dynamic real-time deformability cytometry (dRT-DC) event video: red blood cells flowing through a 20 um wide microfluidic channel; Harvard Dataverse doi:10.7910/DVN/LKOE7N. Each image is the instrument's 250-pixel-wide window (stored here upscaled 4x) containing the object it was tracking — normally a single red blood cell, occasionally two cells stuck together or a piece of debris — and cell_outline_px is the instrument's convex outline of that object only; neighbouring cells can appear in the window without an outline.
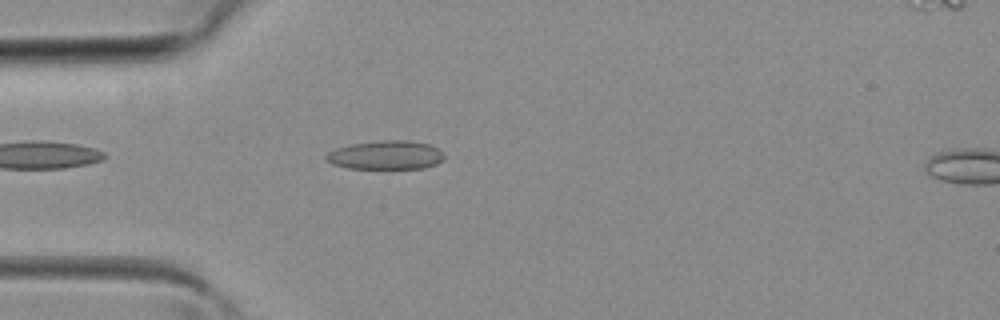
{"species": "common noctule bat (a hibernating species)", "species_latin": "Nyctalus noctula", "temperature_condition": "room temperature", "stored_images_in_passage": 13, "camera_frame_rate_fps": 3000, "um_per_image_px": 0.085, "animal": {"sex": "female", "body_mass_g": 19.3, "forearm_length_mm": 54.1}, "frame": {"image": 1, "passage_image": 3, "time_ms": 0.667, "image_size_px": [1000, 320], "cell_outline_px": [[444, 160], [436, 164], [424, 168], [348, 168], [332, 164], [324, 156], [328, 152], [336, 148], [352, 144], [380, 140], [408, 140], [428, 144], [444, 152]], "centroid_in_image_um": [32.81, 13.18], "position_along_channel_um": 52.2, "area_um2": 19.77}}
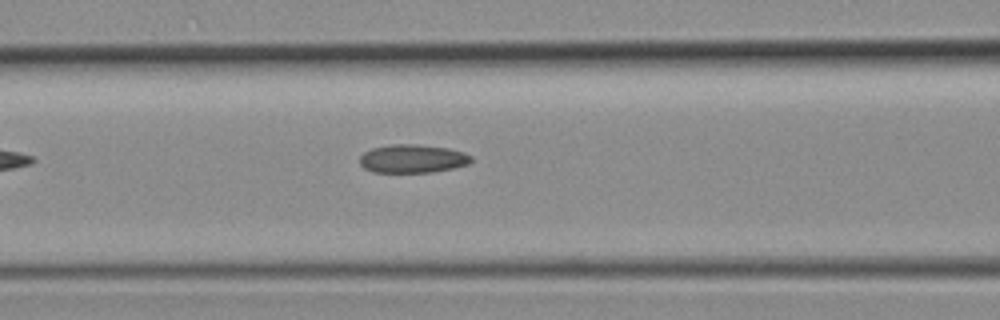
{"frame": {"image": 2, "passage_image": 8, "time_ms": 2.333, "image_size_px": [1000, 320], "cell_outline_px": [[472, 160], [468, 164], [452, 168], [432, 172], [372, 172], [364, 168], [360, 164], [360, 156], [364, 152], [372, 148], [392, 144], [416, 144], [448, 148], [464, 152], [472, 156]], "centroid_in_image_um": [35.06, 13.48], "position_along_channel_um": 131.5, "area_um2": 18.44}}
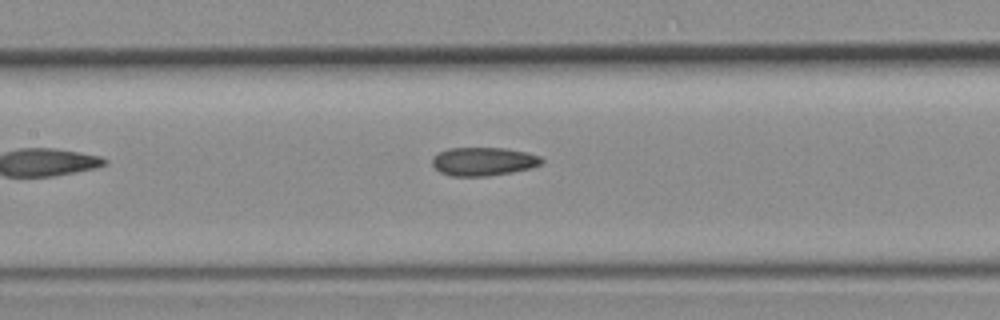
{"frame": {"image": 3, "passage_image": 10, "time_ms": 3.0, "image_size_px": [1000, 320], "cell_outline_px": [[544, 160], [540, 164], [532, 168], [512, 172], [488, 176], [452, 176], [440, 172], [432, 164], [432, 160], [440, 152], [448, 148], [504, 148], [528, 152], [540, 156]], "centroid_in_image_um": [41.13, 13.72], "position_along_channel_um": 166.3, "area_um2": 18.09}}